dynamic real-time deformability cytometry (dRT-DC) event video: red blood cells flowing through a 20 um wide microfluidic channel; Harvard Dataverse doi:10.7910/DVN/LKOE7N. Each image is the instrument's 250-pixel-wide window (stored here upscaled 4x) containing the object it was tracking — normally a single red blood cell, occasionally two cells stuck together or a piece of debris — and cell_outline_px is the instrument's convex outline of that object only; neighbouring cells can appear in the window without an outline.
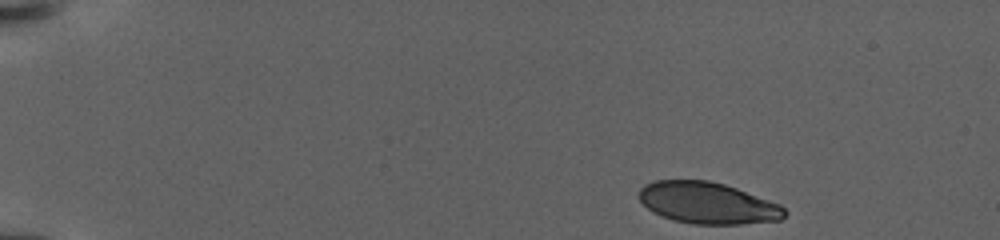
{"species": "human", "species_latin": "Homo sapiens", "temperature_condition": "warm", "stored_images_in_passage": 52, "camera_frame_rate_fps": 3000, "um_per_image_px": 0.085, "donor": {"sex": "female"}, "frame": {"image": 1, "passage_image": 1, "time_ms": 0.0, "image_size_px": [1000, 240], "cell_outline_px": [[788, 212], [780, 220], [740, 224], [692, 224], [672, 220], [660, 216], [652, 212], [640, 200], [640, 188], [644, 184], [652, 180], [708, 180], [724, 184], [736, 188], [780, 204]], "centroid_in_image_um": [60.13, 17.26], "position_along_channel_um": 24.9, "area_um2": 35.32}}
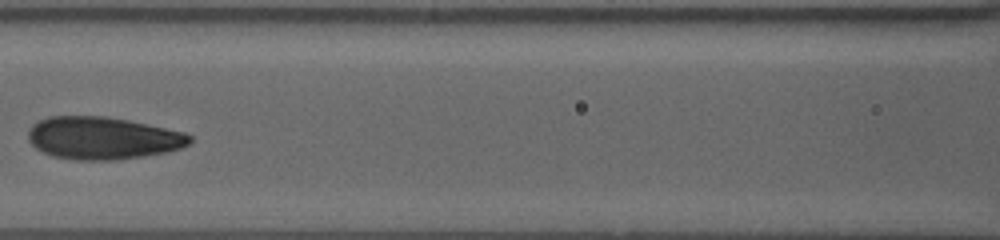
{"frame": {"image": 2, "passage_image": 33, "time_ms": 8.667, "image_size_px": [1000, 240], "cell_outline_px": [[192, 140], [188, 144], [180, 148], [168, 152], [144, 156], [116, 160], [72, 160], [52, 156], [36, 148], [28, 140], [28, 132], [32, 124], [40, 120], [52, 116], [104, 116], [128, 120], [184, 132], [192, 136]], "centroid_in_image_um": [8.72, 11.74], "position_along_channel_um": 157.9, "area_um2": 40.06}}
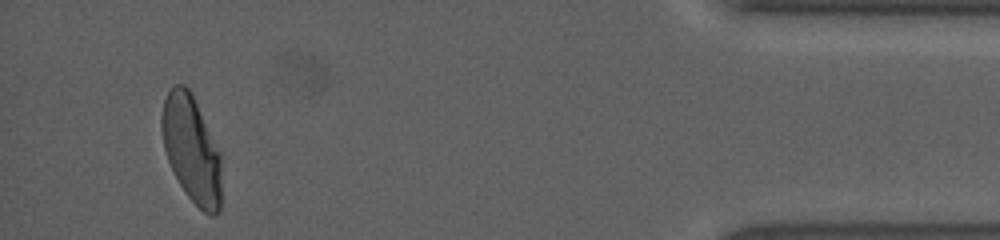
{"frame": {"image": 3, "passage_image": 51, "time_ms": 19.667, "image_size_px": [1000, 240], "cell_outline_px": [[220, 212], [212, 216], [204, 212], [188, 196], [180, 184], [168, 160], [164, 148], [160, 128], [160, 116], [164, 100], [172, 84], [184, 84], [188, 88], [220, 152]], "centroid_in_image_um": [16.25, 12.67], "position_along_channel_um": 419.0, "area_um2": 36.7}, "authors_computed_cell_mechanics": {"area_um2": 37.8012, "velocity_mm_per_s": 2.8974, "shape_relaxation_time_tau1_ms": 7.1985, "shape_relaxation_time_tau2_ms": 1.2064, "deformation_change_tau1": 0.2096, "deformation_change_tau2": 0.0578}}